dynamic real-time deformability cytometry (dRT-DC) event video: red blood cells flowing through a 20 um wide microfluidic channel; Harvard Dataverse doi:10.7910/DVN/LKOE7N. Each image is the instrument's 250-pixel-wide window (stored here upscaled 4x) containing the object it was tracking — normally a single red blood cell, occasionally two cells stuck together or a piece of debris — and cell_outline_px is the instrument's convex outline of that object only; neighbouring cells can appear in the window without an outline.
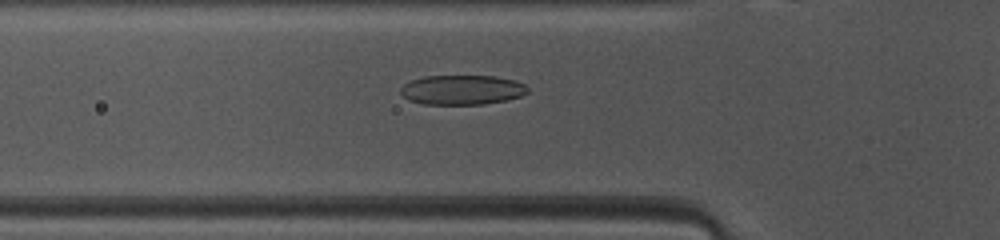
{"species": "common noctule bat (a hibernating species)", "species_latin": "Nyctalus noctula", "temperature_condition": "warm", "stored_images_in_passage": 46, "camera_frame_rate_fps": 3000, "um_per_image_px": 0.085, "animal": {"sex": "female", "body_mass_g": 10.0, "forearm_length_mm": 53.1}, "frame": {"image": 1, "passage_image": 14, "time_ms": 4.333, "image_size_px": [1000, 240], "cell_outline_px": [[528, 92], [520, 96], [508, 100], [484, 104], [424, 104], [408, 100], [400, 92], [400, 88], [404, 84], [412, 80], [424, 76], [492, 76], [512, 80], [524, 84], [528, 88]], "centroid_in_image_um": [39.26, 7.64], "position_along_channel_um": 86.5, "area_um2": 21.85}}
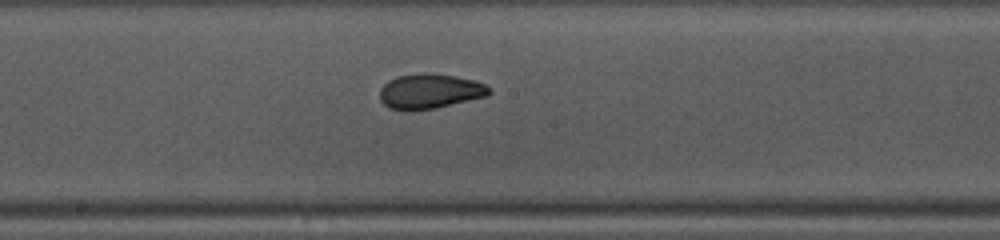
{"frame": {"image": 2, "passage_image": 23, "time_ms": 7.333, "image_size_px": [1000, 240], "cell_outline_px": [[492, 92], [488, 96], [436, 108], [408, 112], [388, 108], [380, 100], [380, 88], [388, 80], [396, 76], [420, 72], [428, 72], [456, 76], [476, 80], [492, 88]], "centroid_in_image_um": [36.53, 7.76], "position_along_channel_um": 211.7, "area_um2": 22.89}}
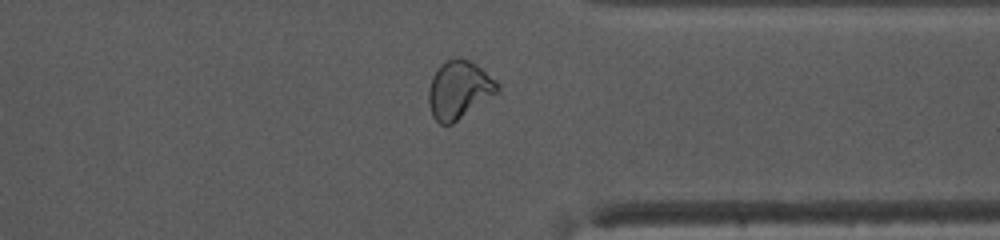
{"frame": {"image": 3, "passage_image": 35, "time_ms": 11.333, "image_size_px": [1000, 240], "cell_outline_px": [[500, 92], [452, 124], [440, 124], [432, 116], [428, 104], [428, 88], [432, 76], [440, 64], [444, 60], [460, 56], [476, 64], [496, 80], [500, 84]], "centroid_in_image_um": [39.02, 7.62], "position_along_channel_um": 372.4, "area_um2": 23.7}, "authors_computed_cell_mechanics": {"area_um2": 22.831, "velocity_mm_per_s": 4.1364, "shape_relaxation_time_tau1_ms": 3.3958, "shape_relaxation_time_tau2_ms": 1.623, "deformation_change_tau1": 0.1398, "deformation_change_tau2": 0.0513}}